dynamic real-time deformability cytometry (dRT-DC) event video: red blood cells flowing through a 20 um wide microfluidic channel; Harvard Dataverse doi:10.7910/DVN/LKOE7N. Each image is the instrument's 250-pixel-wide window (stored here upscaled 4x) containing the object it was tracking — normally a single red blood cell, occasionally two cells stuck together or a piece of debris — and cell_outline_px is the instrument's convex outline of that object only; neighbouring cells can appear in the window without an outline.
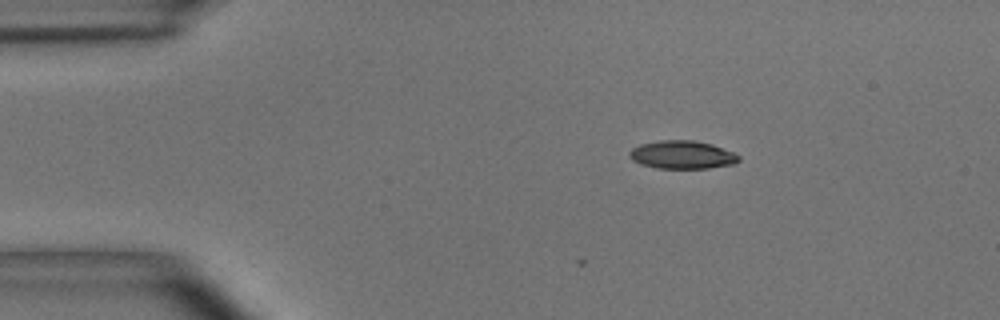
{"species": "common noctule bat (a hibernating species)", "species_latin": "Nyctalus noctula", "temperature_condition": "room temperature", "stored_images_in_passage": 8, "camera_frame_rate_fps": 3000, "um_per_image_px": 0.085, "animal": {"sex": "male", "body_mass_g": 15.6}, "frame": {"image": 1, "passage_image": 2, "time_ms": 0.333, "image_size_px": [1000, 320], "cell_outline_px": [[740, 160], [736, 164], [708, 168], [656, 168], [640, 164], [632, 160], [628, 156], [628, 152], [632, 148], [640, 144], [656, 140], [696, 140], [712, 144], [732, 152], [740, 156]], "centroid_in_image_um": [57.97, 13.15], "position_along_channel_um": 27.0, "area_um2": 18.15}}